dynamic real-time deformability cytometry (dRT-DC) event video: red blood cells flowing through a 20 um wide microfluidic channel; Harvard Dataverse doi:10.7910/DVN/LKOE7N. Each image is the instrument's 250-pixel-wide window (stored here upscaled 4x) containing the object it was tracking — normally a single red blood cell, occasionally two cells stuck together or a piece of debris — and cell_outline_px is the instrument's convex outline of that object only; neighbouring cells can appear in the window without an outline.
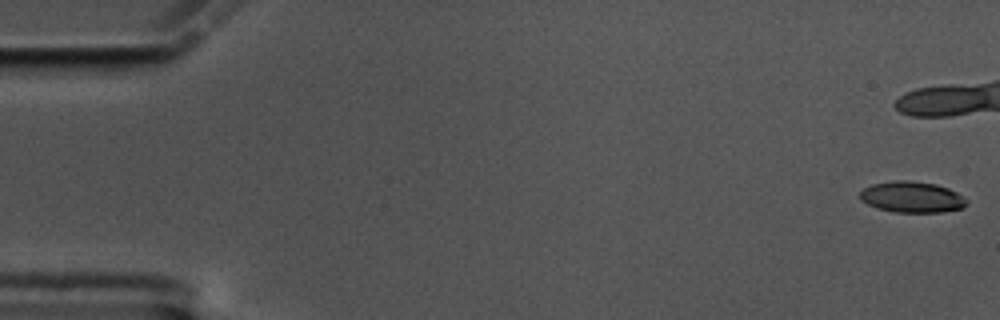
{"species": "common noctule bat (a hibernating species)", "species_latin": "Nyctalus noctula", "temperature_condition": "cold", "stored_images_in_passage": 45, "camera_frame_rate_fps": 3000, "um_per_image_px": 0.085, "animal": {"sex": "male", "body_mass_g": 17.5, "forearm_length_mm": 52.3}, "frame": {"image": 1, "passage_image": 1, "time_ms": 0.0, "image_size_px": [1000, 320], "cell_outline_px": [[968, 204], [964, 208], [940, 212], [896, 212], [880, 208], [868, 204], [860, 200], [860, 192], [864, 188], [872, 184], [896, 180], [904, 180], [936, 184], [948, 188], [956, 192], [968, 200]], "centroid_in_image_um": [77.54, 16.75], "position_along_channel_um": 7.5, "area_um2": 19.19}}
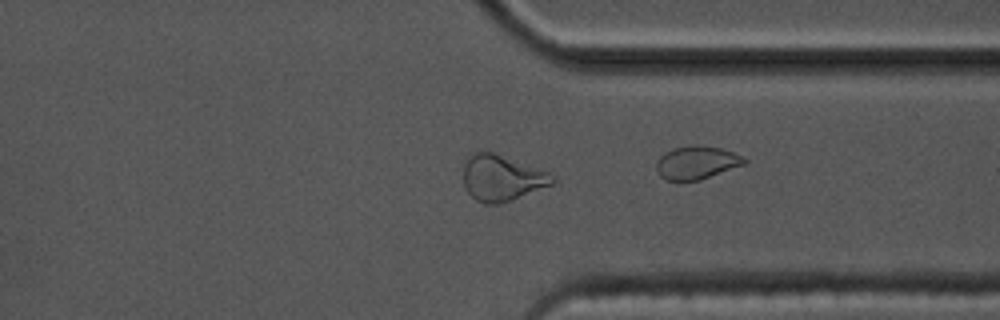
{"frame": {"image": 2, "passage_image": 44, "time_ms": 14.333, "image_size_px": [1000, 320], "cell_outline_px": [[556, 180], [552, 184], [508, 200], [496, 204], [484, 204], [476, 200], [464, 188], [464, 164], [468, 156], [476, 152], [492, 152], [548, 172]], "centroid_in_image_um": [42.6, 15.12], "position_along_channel_um": 368.8, "area_um2": 23.18}, "authors_computed_cell_mechanics": {"area_um2": 20.3456, "velocity_mm_per_s": 3.5097, "shape_relaxation_time_tau1_ms": null, "shape_relaxation_time_tau2_ms": 4.8781, "deformation_change_tau1": null, "deformation_change_tau2": 0.1222}}